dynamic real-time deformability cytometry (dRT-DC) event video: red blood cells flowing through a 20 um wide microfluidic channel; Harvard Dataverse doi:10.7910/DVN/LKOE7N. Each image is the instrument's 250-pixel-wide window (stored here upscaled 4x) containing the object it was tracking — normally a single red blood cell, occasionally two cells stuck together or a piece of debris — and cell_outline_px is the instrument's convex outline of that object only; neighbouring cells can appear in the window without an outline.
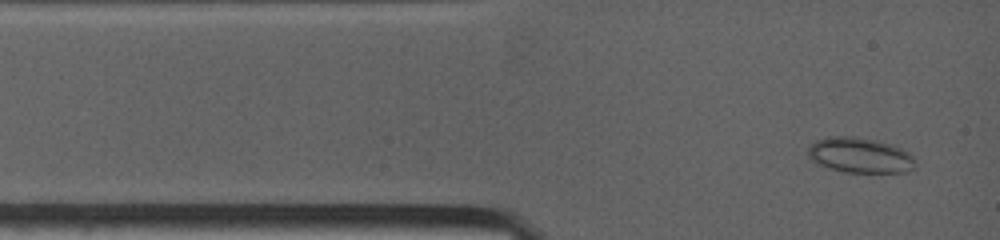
{"species": "common noctule bat (a hibernating species)", "species_latin": "Nyctalus noctula", "temperature_condition": "warm", "stored_images_in_passage": 8, "camera_frame_rate_fps": 4500, "um_per_image_px": 0.085, "animal": {"sex": "female", "body_mass_g": 19.0, "forearm_length_mm": 53.3}, "frame": {"image": 1, "passage_image": 2, "time_ms": 0.222, "image_size_px": [1000, 240], "cell_outline_px": [[916, 168], [904, 172], [844, 172], [828, 168], [816, 164], [808, 156], [808, 148], [816, 140], [828, 136], [856, 136], [876, 140], [900, 148], [908, 152], [912, 156], [916, 164]], "centroid_in_image_um": [73.07, 13.2], "position_along_channel_um": 11.9, "area_um2": 22.14}}
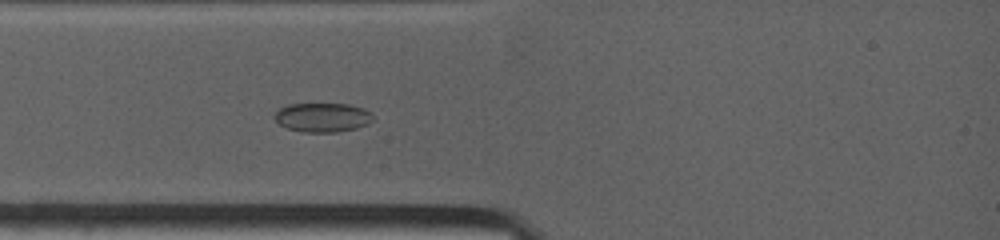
{"frame": {"image": 2, "passage_image": 8, "time_ms": 2.222, "image_size_px": [1000, 240], "cell_outline_px": [[376, 120], [368, 124], [356, 128], [336, 132], [304, 132], [288, 128], [280, 124], [272, 116], [280, 108], [288, 104], [348, 104], [364, 108], [372, 112]], "centroid_in_image_um": [27.47, 9.97], "position_along_channel_um": 57.5, "area_um2": 16.88}}